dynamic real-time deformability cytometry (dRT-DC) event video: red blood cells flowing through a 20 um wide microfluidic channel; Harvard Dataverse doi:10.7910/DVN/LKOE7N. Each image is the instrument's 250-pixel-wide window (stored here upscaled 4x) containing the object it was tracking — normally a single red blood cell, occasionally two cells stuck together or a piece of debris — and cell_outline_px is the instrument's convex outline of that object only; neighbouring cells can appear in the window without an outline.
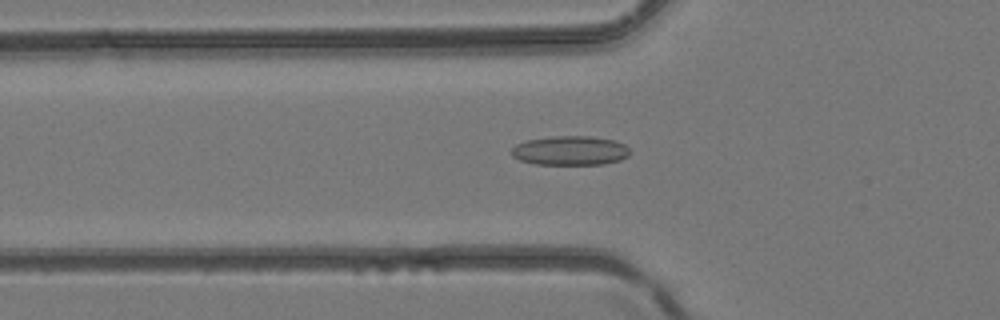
{"species": "common noctule bat (a hibernating species)", "species_latin": "Nyctalus noctula", "temperature_condition": "room temperature", "stored_images_in_passage": 39, "camera_frame_rate_fps": 3000, "um_per_image_px": 0.085, "animal": {"sex": "female", "body_mass_g": 24.6, "forearm_length_mm": 56.2}, "frame": {"image": 1, "passage_image": 12, "time_ms": 3.667, "image_size_px": [1000, 320], "cell_outline_px": [[628, 156], [620, 160], [604, 164], [536, 164], [520, 160], [512, 156], [512, 148], [516, 144], [528, 140], [552, 136], [592, 136], [616, 140], [624, 144], [628, 148]], "centroid_in_image_um": [48.48, 12.79], "position_along_channel_um": 77.3, "area_um2": 20.17}}
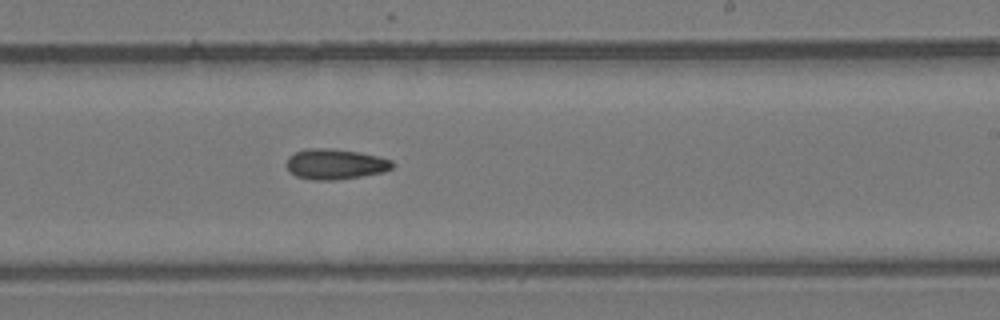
{"frame": {"image": 2, "passage_image": 23, "time_ms": 7.333, "image_size_px": [1000, 320], "cell_outline_px": [[392, 168], [384, 172], [336, 180], [316, 180], [296, 176], [284, 164], [288, 156], [304, 148], [332, 148], [360, 152], [392, 160]], "centroid_in_image_um": [28.46, 13.94], "position_along_channel_um": 260.5, "area_um2": 18.79}}
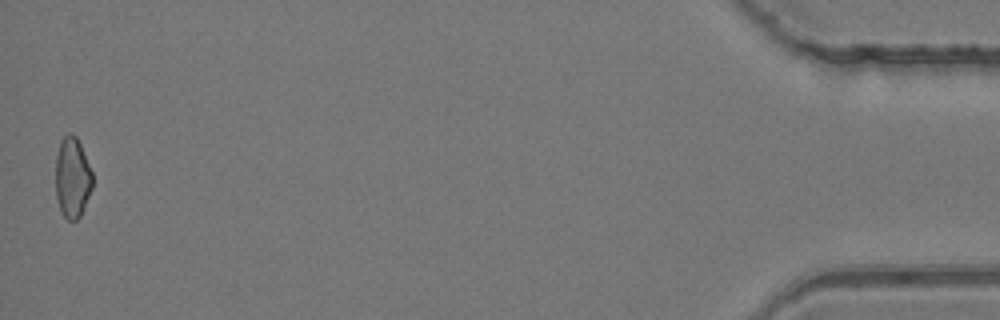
{"frame": {"image": 3, "passage_image": 39, "time_ms": 12.667, "image_size_px": [1000, 320], "cell_outline_px": [[92, 188], [80, 216], [76, 220], [68, 220], [60, 212], [56, 196], [56, 156], [60, 140], [68, 132], [72, 132], [76, 136], [80, 144], [92, 172]], "centroid_in_image_um": [6.14, 15.08], "position_along_channel_um": 429.1, "area_um2": 17.34}}